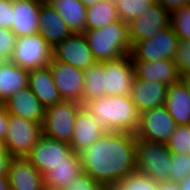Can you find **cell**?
<instances>
[{
	"instance_id": "6da1fadb",
	"label": "cell",
	"mask_w": 190,
	"mask_h": 190,
	"mask_svg": "<svg viewBox=\"0 0 190 190\" xmlns=\"http://www.w3.org/2000/svg\"><path fill=\"white\" fill-rule=\"evenodd\" d=\"M136 148L134 133L107 131L79 153L83 172L102 186L116 185L136 170Z\"/></svg>"
},
{
	"instance_id": "7a4b0ae2",
	"label": "cell",
	"mask_w": 190,
	"mask_h": 190,
	"mask_svg": "<svg viewBox=\"0 0 190 190\" xmlns=\"http://www.w3.org/2000/svg\"><path fill=\"white\" fill-rule=\"evenodd\" d=\"M84 106L108 132H137L140 112L130 96L94 98Z\"/></svg>"
},
{
	"instance_id": "3957f363",
	"label": "cell",
	"mask_w": 190,
	"mask_h": 190,
	"mask_svg": "<svg viewBox=\"0 0 190 190\" xmlns=\"http://www.w3.org/2000/svg\"><path fill=\"white\" fill-rule=\"evenodd\" d=\"M84 34L96 62L102 63L131 55L128 23L120 19L100 29L87 30Z\"/></svg>"
},
{
	"instance_id": "277c9868",
	"label": "cell",
	"mask_w": 190,
	"mask_h": 190,
	"mask_svg": "<svg viewBox=\"0 0 190 190\" xmlns=\"http://www.w3.org/2000/svg\"><path fill=\"white\" fill-rule=\"evenodd\" d=\"M172 153L166 144L137 139L136 170L156 182L169 181Z\"/></svg>"
},
{
	"instance_id": "5b68a950",
	"label": "cell",
	"mask_w": 190,
	"mask_h": 190,
	"mask_svg": "<svg viewBox=\"0 0 190 190\" xmlns=\"http://www.w3.org/2000/svg\"><path fill=\"white\" fill-rule=\"evenodd\" d=\"M42 135L41 123L9 115L4 149L11 157H26Z\"/></svg>"
},
{
	"instance_id": "8992f818",
	"label": "cell",
	"mask_w": 190,
	"mask_h": 190,
	"mask_svg": "<svg viewBox=\"0 0 190 190\" xmlns=\"http://www.w3.org/2000/svg\"><path fill=\"white\" fill-rule=\"evenodd\" d=\"M82 104L62 100L45 110L41 124L42 134L53 139L71 144L75 119Z\"/></svg>"
},
{
	"instance_id": "52a82bcc",
	"label": "cell",
	"mask_w": 190,
	"mask_h": 190,
	"mask_svg": "<svg viewBox=\"0 0 190 190\" xmlns=\"http://www.w3.org/2000/svg\"><path fill=\"white\" fill-rule=\"evenodd\" d=\"M53 48L39 34L17 37L11 62L32 71L48 67L53 59Z\"/></svg>"
},
{
	"instance_id": "ba28073f",
	"label": "cell",
	"mask_w": 190,
	"mask_h": 190,
	"mask_svg": "<svg viewBox=\"0 0 190 190\" xmlns=\"http://www.w3.org/2000/svg\"><path fill=\"white\" fill-rule=\"evenodd\" d=\"M78 154L73 151L70 144L42 134L26 158L44 176L53 166L71 164Z\"/></svg>"
},
{
	"instance_id": "9c48e42d",
	"label": "cell",
	"mask_w": 190,
	"mask_h": 190,
	"mask_svg": "<svg viewBox=\"0 0 190 190\" xmlns=\"http://www.w3.org/2000/svg\"><path fill=\"white\" fill-rule=\"evenodd\" d=\"M180 40L171 25L163 28L150 39L137 42L131 50L132 61L155 62L173 60Z\"/></svg>"
},
{
	"instance_id": "30bf717a",
	"label": "cell",
	"mask_w": 190,
	"mask_h": 190,
	"mask_svg": "<svg viewBox=\"0 0 190 190\" xmlns=\"http://www.w3.org/2000/svg\"><path fill=\"white\" fill-rule=\"evenodd\" d=\"M135 72L131 55L103 62V82L106 96H130Z\"/></svg>"
},
{
	"instance_id": "8fae6325",
	"label": "cell",
	"mask_w": 190,
	"mask_h": 190,
	"mask_svg": "<svg viewBox=\"0 0 190 190\" xmlns=\"http://www.w3.org/2000/svg\"><path fill=\"white\" fill-rule=\"evenodd\" d=\"M176 126L167 108L162 105L140 113V122L135 136L139 140L166 144Z\"/></svg>"
},
{
	"instance_id": "7c38bea8",
	"label": "cell",
	"mask_w": 190,
	"mask_h": 190,
	"mask_svg": "<svg viewBox=\"0 0 190 190\" xmlns=\"http://www.w3.org/2000/svg\"><path fill=\"white\" fill-rule=\"evenodd\" d=\"M171 13L155 2L141 12L138 18L128 23L131 46L137 42L150 39L160 30L170 25Z\"/></svg>"
},
{
	"instance_id": "4fadbf2b",
	"label": "cell",
	"mask_w": 190,
	"mask_h": 190,
	"mask_svg": "<svg viewBox=\"0 0 190 190\" xmlns=\"http://www.w3.org/2000/svg\"><path fill=\"white\" fill-rule=\"evenodd\" d=\"M49 68L61 99L83 105L84 70L54 60Z\"/></svg>"
},
{
	"instance_id": "5bb4252c",
	"label": "cell",
	"mask_w": 190,
	"mask_h": 190,
	"mask_svg": "<svg viewBox=\"0 0 190 190\" xmlns=\"http://www.w3.org/2000/svg\"><path fill=\"white\" fill-rule=\"evenodd\" d=\"M52 52V60L70 64L82 70L97 63L84 33H72L66 40L57 44Z\"/></svg>"
},
{
	"instance_id": "9a60e30c",
	"label": "cell",
	"mask_w": 190,
	"mask_h": 190,
	"mask_svg": "<svg viewBox=\"0 0 190 190\" xmlns=\"http://www.w3.org/2000/svg\"><path fill=\"white\" fill-rule=\"evenodd\" d=\"M106 132L107 130L82 105L77 112L70 146L74 152L81 153Z\"/></svg>"
},
{
	"instance_id": "2e32d148",
	"label": "cell",
	"mask_w": 190,
	"mask_h": 190,
	"mask_svg": "<svg viewBox=\"0 0 190 190\" xmlns=\"http://www.w3.org/2000/svg\"><path fill=\"white\" fill-rule=\"evenodd\" d=\"M44 0H13L11 30L16 37L39 32V12Z\"/></svg>"
},
{
	"instance_id": "e0dca14e",
	"label": "cell",
	"mask_w": 190,
	"mask_h": 190,
	"mask_svg": "<svg viewBox=\"0 0 190 190\" xmlns=\"http://www.w3.org/2000/svg\"><path fill=\"white\" fill-rule=\"evenodd\" d=\"M8 180L11 190H43L44 176L26 157H12Z\"/></svg>"
},
{
	"instance_id": "ac0fdd59",
	"label": "cell",
	"mask_w": 190,
	"mask_h": 190,
	"mask_svg": "<svg viewBox=\"0 0 190 190\" xmlns=\"http://www.w3.org/2000/svg\"><path fill=\"white\" fill-rule=\"evenodd\" d=\"M168 86L158 81H135L131 90V100L140 113L165 105Z\"/></svg>"
},
{
	"instance_id": "d6986e66",
	"label": "cell",
	"mask_w": 190,
	"mask_h": 190,
	"mask_svg": "<svg viewBox=\"0 0 190 190\" xmlns=\"http://www.w3.org/2000/svg\"><path fill=\"white\" fill-rule=\"evenodd\" d=\"M135 78L138 80L158 81L167 86L178 83L181 73L171 59L157 60L155 62L132 61Z\"/></svg>"
},
{
	"instance_id": "ffe728a7",
	"label": "cell",
	"mask_w": 190,
	"mask_h": 190,
	"mask_svg": "<svg viewBox=\"0 0 190 190\" xmlns=\"http://www.w3.org/2000/svg\"><path fill=\"white\" fill-rule=\"evenodd\" d=\"M38 33L54 48L57 44L66 40L72 34V31L59 13L44 0L39 12Z\"/></svg>"
},
{
	"instance_id": "44dd1931",
	"label": "cell",
	"mask_w": 190,
	"mask_h": 190,
	"mask_svg": "<svg viewBox=\"0 0 190 190\" xmlns=\"http://www.w3.org/2000/svg\"><path fill=\"white\" fill-rule=\"evenodd\" d=\"M4 106L9 115H16L30 121L43 123L46 108L28 86L13 93L4 103Z\"/></svg>"
},
{
	"instance_id": "7402d4cb",
	"label": "cell",
	"mask_w": 190,
	"mask_h": 190,
	"mask_svg": "<svg viewBox=\"0 0 190 190\" xmlns=\"http://www.w3.org/2000/svg\"><path fill=\"white\" fill-rule=\"evenodd\" d=\"M28 87L46 109L62 101L49 66L29 71Z\"/></svg>"
},
{
	"instance_id": "603a6c76",
	"label": "cell",
	"mask_w": 190,
	"mask_h": 190,
	"mask_svg": "<svg viewBox=\"0 0 190 190\" xmlns=\"http://www.w3.org/2000/svg\"><path fill=\"white\" fill-rule=\"evenodd\" d=\"M165 107L177 125H190V95L182 80L168 86Z\"/></svg>"
},
{
	"instance_id": "cb8c5ba5",
	"label": "cell",
	"mask_w": 190,
	"mask_h": 190,
	"mask_svg": "<svg viewBox=\"0 0 190 190\" xmlns=\"http://www.w3.org/2000/svg\"><path fill=\"white\" fill-rule=\"evenodd\" d=\"M29 71L10 60L0 61V100L5 103L13 93L28 86Z\"/></svg>"
},
{
	"instance_id": "d4e9b609",
	"label": "cell",
	"mask_w": 190,
	"mask_h": 190,
	"mask_svg": "<svg viewBox=\"0 0 190 190\" xmlns=\"http://www.w3.org/2000/svg\"><path fill=\"white\" fill-rule=\"evenodd\" d=\"M62 17L72 33L86 32L87 7L80 0H45Z\"/></svg>"
},
{
	"instance_id": "484cf974",
	"label": "cell",
	"mask_w": 190,
	"mask_h": 190,
	"mask_svg": "<svg viewBox=\"0 0 190 190\" xmlns=\"http://www.w3.org/2000/svg\"><path fill=\"white\" fill-rule=\"evenodd\" d=\"M82 173L81 156L78 154L71 161V164L53 166L52 169L44 175L45 185L64 189L70 181H74Z\"/></svg>"
},
{
	"instance_id": "4316f807",
	"label": "cell",
	"mask_w": 190,
	"mask_h": 190,
	"mask_svg": "<svg viewBox=\"0 0 190 190\" xmlns=\"http://www.w3.org/2000/svg\"><path fill=\"white\" fill-rule=\"evenodd\" d=\"M116 20H119L116 5L101 0L87 7L86 31L100 29Z\"/></svg>"
},
{
	"instance_id": "83f0119b",
	"label": "cell",
	"mask_w": 190,
	"mask_h": 190,
	"mask_svg": "<svg viewBox=\"0 0 190 190\" xmlns=\"http://www.w3.org/2000/svg\"><path fill=\"white\" fill-rule=\"evenodd\" d=\"M83 105L94 98L106 96L103 82V62L84 70Z\"/></svg>"
},
{
	"instance_id": "f1b7e54d",
	"label": "cell",
	"mask_w": 190,
	"mask_h": 190,
	"mask_svg": "<svg viewBox=\"0 0 190 190\" xmlns=\"http://www.w3.org/2000/svg\"><path fill=\"white\" fill-rule=\"evenodd\" d=\"M170 25L180 42H190V4L171 12Z\"/></svg>"
},
{
	"instance_id": "f546056e",
	"label": "cell",
	"mask_w": 190,
	"mask_h": 190,
	"mask_svg": "<svg viewBox=\"0 0 190 190\" xmlns=\"http://www.w3.org/2000/svg\"><path fill=\"white\" fill-rule=\"evenodd\" d=\"M154 3L155 0H117L115 5L119 19L129 23L133 19L138 18L141 12H145V9Z\"/></svg>"
},
{
	"instance_id": "4dcf8cb0",
	"label": "cell",
	"mask_w": 190,
	"mask_h": 190,
	"mask_svg": "<svg viewBox=\"0 0 190 190\" xmlns=\"http://www.w3.org/2000/svg\"><path fill=\"white\" fill-rule=\"evenodd\" d=\"M116 185L121 190H159V182L137 170L123 177Z\"/></svg>"
},
{
	"instance_id": "1f68e13d",
	"label": "cell",
	"mask_w": 190,
	"mask_h": 190,
	"mask_svg": "<svg viewBox=\"0 0 190 190\" xmlns=\"http://www.w3.org/2000/svg\"><path fill=\"white\" fill-rule=\"evenodd\" d=\"M166 146L171 153L187 154L190 148V125H177Z\"/></svg>"
},
{
	"instance_id": "d6a6232c",
	"label": "cell",
	"mask_w": 190,
	"mask_h": 190,
	"mask_svg": "<svg viewBox=\"0 0 190 190\" xmlns=\"http://www.w3.org/2000/svg\"><path fill=\"white\" fill-rule=\"evenodd\" d=\"M170 182L179 183L186 176L190 175V158L187 154L172 153Z\"/></svg>"
},
{
	"instance_id": "836d02e7",
	"label": "cell",
	"mask_w": 190,
	"mask_h": 190,
	"mask_svg": "<svg viewBox=\"0 0 190 190\" xmlns=\"http://www.w3.org/2000/svg\"><path fill=\"white\" fill-rule=\"evenodd\" d=\"M173 62L181 75H190V42H180Z\"/></svg>"
},
{
	"instance_id": "e575fe53",
	"label": "cell",
	"mask_w": 190,
	"mask_h": 190,
	"mask_svg": "<svg viewBox=\"0 0 190 190\" xmlns=\"http://www.w3.org/2000/svg\"><path fill=\"white\" fill-rule=\"evenodd\" d=\"M16 39L11 29L0 28V61L11 60Z\"/></svg>"
},
{
	"instance_id": "d590c367",
	"label": "cell",
	"mask_w": 190,
	"mask_h": 190,
	"mask_svg": "<svg viewBox=\"0 0 190 190\" xmlns=\"http://www.w3.org/2000/svg\"><path fill=\"white\" fill-rule=\"evenodd\" d=\"M102 187L99 182L83 172L74 181H70L64 190H100Z\"/></svg>"
},
{
	"instance_id": "8d00e7d4",
	"label": "cell",
	"mask_w": 190,
	"mask_h": 190,
	"mask_svg": "<svg viewBox=\"0 0 190 190\" xmlns=\"http://www.w3.org/2000/svg\"><path fill=\"white\" fill-rule=\"evenodd\" d=\"M13 0H0V28L11 29Z\"/></svg>"
},
{
	"instance_id": "74e56055",
	"label": "cell",
	"mask_w": 190,
	"mask_h": 190,
	"mask_svg": "<svg viewBox=\"0 0 190 190\" xmlns=\"http://www.w3.org/2000/svg\"><path fill=\"white\" fill-rule=\"evenodd\" d=\"M170 13L184 5L190 4V0H155Z\"/></svg>"
},
{
	"instance_id": "f35d334b",
	"label": "cell",
	"mask_w": 190,
	"mask_h": 190,
	"mask_svg": "<svg viewBox=\"0 0 190 190\" xmlns=\"http://www.w3.org/2000/svg\"><path fill=\"white\" fill-rule=\"evenodd\" d=\"M9 122V114L4 106L0 107V139L3 141L6 136L7 127Z\"/></svg>"
},
{
	"instance_id": "ab89813d",
	"label": "cell",
	"mask_w": 190,
	"mask_h": 190,
	"mask_svg": "<svg viewBox=\"0 0 190 190\" xmlns=\"http://www.w3.org/2000/svg\"><path fill=\"white\" fill-rule=\"evenodd\" d=\"M11 159L6 149L0 151V176H7Z\"/></svg>"
},
{
	"instance_id": "60d3db41",
	"label": "cell",
	"mask_w": 190,
	"mask_h": 190,
	"mask_svg": "<svg viewBox=\"0 0 190 190\" xmlns=\"http://www.w3.org/2000/svg\"><path fill=\"white\" fill-rule=\"evenodd\" d=\"M159 190H180V186L177 182H159Z\"/></svg>"
},
{
	"instance_id": "b9f144b4",
	"label": "cell",
	"mask_w": 190,
	"mask_h": 190,
	"mask_svg": "<svg viewBox=\"0 0 190 190\" xmlns=\"http://www.w3.org/2000/svg\"><path fill=\"white\" fill-rule=\"evenodd\" d=\"M0 190H11L8 176H0Z\"/></svg>"
},
{
	"instance_id": "7bdbcfd3",
	"label": "cell",
	"mask_w": 190,
	"mask_h": 190,
	"mask_svg": "<svg viewBox=\"0 0 190 190\" xmlns=\"http://www.w3.org/2000/svg\"><path fill=\"white\" fill-rule=\"evenodd\" d=\"M180 190H190V175L186 176L182 181L179 183Z\"/></svg>"
},
{
	"instance_id": "ee69618b",
	"label": "cell",
	"mask_w": 190,
	"mask_h": 190,
	"mask_svg": "<svg viewBox=\"0 0 190 190\" xmlns=\"http://www.w3.org/2000/svg\"><path fill=\"white\" fill-rule=\"evenodd\" d=\"M181 80L186 85L187 90H188L189 95H190V75H181Z\"/></svg>"
},
{
	"instance_id": "f6af8a7d",
	"label": "cell",
	"mask_w": 190,
	"mask_h": 190,
	"mask_svg": "<svg viewBox=\"0 0 190 190\" xmlns=\"http://www.w3.org/2000/svg\"><path fill=\"white\" fill-rule=\"evenodd\" d=\"M86 7L93 5L101 0H80Z\"/></svg>"
},
{
	"instance_id": "bcb514c9",
	"label": "cell",
	"mask_w": 190,
	"mask_h": 190,
	"mask_svg": "<svg viewBox=\"0 0 190 190\" xmlns=\"http://www.w3.org/2000/svg\"><path fill=\"white\" fill-rule=\"evenodd\" d=\"M43 190H64V189H62V188H53V187H48V186L44 185Z\"/></svg>"
},
{
	"instance_id": "7dc6e473",
	"label": "cell",
	"mask_w": 190,
	"mask_h": 190,
	"mask_svg": "<svg viewBox=\"0 0 190 190\" xmlns=\"http://www.w3.org/2000/svg\"><path fill=\"white\" fill-rule=\"evenodd\" d=\"M110 190H121L117 185L109 186Z\"/></svg>"
},
{
	"instance_id": "c3c4849f",
	"label": "cell",
	"mask_w": 190,
	"mask_h": 190,
	"mask_svg": "<svg viewBox=\"0 0 190 190\" xmlns=\"http://www.w3.org/2000/svg\"><path fill=\"white\" fill-rule=\"evenodd\" d=\"M1 150H4V143H3V141L0 139V151Z\"/></svg>"
},
{
	"instance_id": "681fc988",
	"label": "cell",
	"mask_w": 190,
	"mask_h": 190,
	"mask_svg": "<svg viewBox=\"0 0 190 190\" xmlns=\"http://www.w3.org/2000/svg\"><path fill=\"white\" fill-rule=\"evenodd\" d=\"M107 1H109L110 3H113V4L117 3V0H107Z\"/></svg>"
},
{
	"instance_id": "f907efd6",
	"label": "cell",
	"mask_w": 190,
	"mask_h": 190,
	"mask_svg": "<svg viewBox=\"0 0 190 190\" xmlns=\"http://www.w3.org/2000/svg\"><path fill=\"white\" fill-rule=\"evenodd\" d=\"M187 155H188V157L190 158V148H189V150L187 151Z\"/></svg>"
},
{
	"instance_id": "816d5d0a",
	"label": "cell",
	"mask_w": 190,
	"mask_h": 190,
	"mask_svg": "<svg viewBox=\"0 0 190 190\" xmlns=\"http://www.w3.org/2000/svg\"><path fill=\"white\" fill-rule=\"evenodd\" d=\"M100 190H106V186H103Z\"/></svg>"
},
{
	"instance_id": "f5cc1de1",
	"label": "cell",
	"mask_w": 190,
	"mask_h": 190,
	"mask_svg": "<svg viewBox=\"0 0 190 190\" xmlns=\"http://www.w3.org/2000/svg\"><path fill=\"white\" fill-rule=\"evenodd\" d=\"M4 103L0 100V107L3 105Z\"/></svg>"
}]
</instances>
